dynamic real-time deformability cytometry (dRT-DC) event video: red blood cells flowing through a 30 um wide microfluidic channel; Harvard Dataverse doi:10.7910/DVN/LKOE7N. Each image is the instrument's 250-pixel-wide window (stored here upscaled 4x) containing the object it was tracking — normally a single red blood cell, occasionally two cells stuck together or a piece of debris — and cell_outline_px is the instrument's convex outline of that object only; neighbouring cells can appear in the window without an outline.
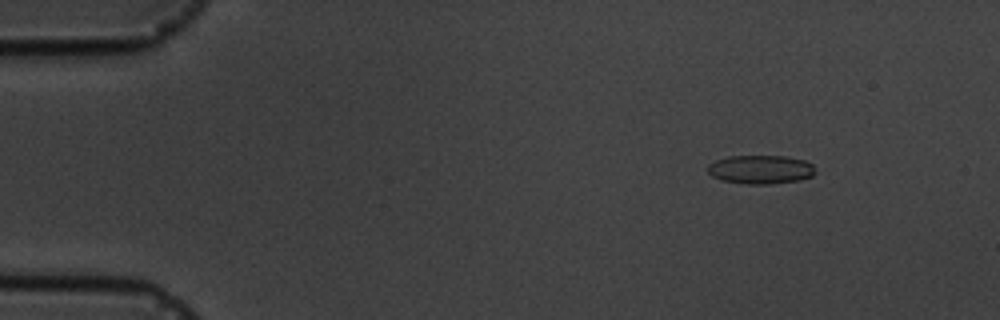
{"species": "common noctule bat (a hibernating species)", "species_latin": "Nyctalus noctula", "temperature_condition": "cold", "stored_images_in_passage": 6, "camera_frame_rate_fps": 3000, "um_per_image_px": 0.085, "animal": {"sex": "male", "body_mass_g": 19.5, "forearm_length_mm": 54.6}, "frame": {"image": 1, "passage_image": 2, "time_ms": 2.0, "image_size_px": [1000, 320], "cell_outline_px": [[816, 172], [812, 176], [800, 180], [768, 184], [748, 184], [720, 180], [712, 176], [708, 172], [708, 164], [716, 160], [728, 156], [784, 156], [804, 160], [812, 164]], "centroid_in_image_um": [64.65, 14.41], "position_along_channel_um": 20.4, "area_um2": 18.03}}
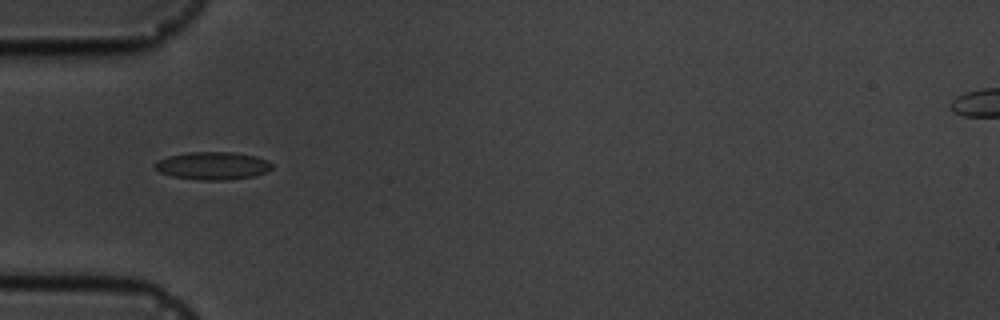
{"frame": {"image": 2, "passage_image": 5, "time_ms": 5.667, "image_size_px": [1000, 320], "cell_outline_px": [[272, 168], [264, 172], [252, 176], [228, 180], [200, 180], [172, 176], [160, 172], [152, 164], [156, 160], [168, 156], [188, 152], [232, 152], [256, 156], [268, 160], [272, 164]], "centroid_in_image_um": [18.05, 14.08], "position_along_channel_um": 67.0, "area_um2": 18.96}}
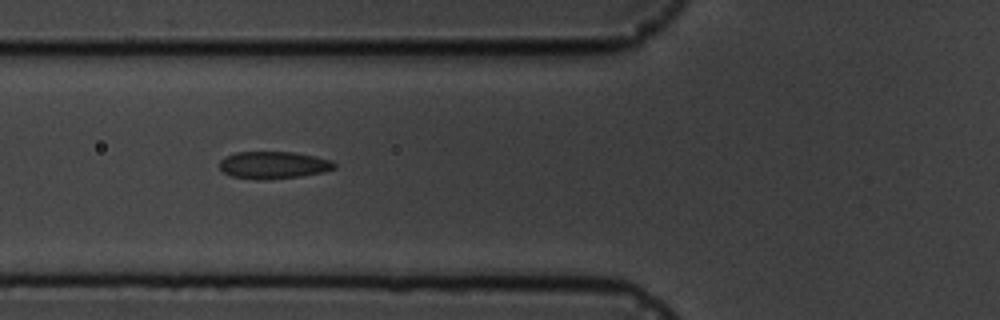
{"frame": {"image": 3, "passage_image": 6, "time_ms": 6.667, "image_size_px": [1000, 320], "cell_outline_px": [[336, 168], [324, 172], [300, 176], [268, 180], [256, 180], [232, 176], [224, 172], [220, 168], [220, 160], [224, 156], [236, 152], [292, 152], [316, 156], [332, 160], [336, 164]], "centroid_in_image_um": [23.26, 14.03], "position_along_channel_um": 102.5, "area_um2": 18.44}}